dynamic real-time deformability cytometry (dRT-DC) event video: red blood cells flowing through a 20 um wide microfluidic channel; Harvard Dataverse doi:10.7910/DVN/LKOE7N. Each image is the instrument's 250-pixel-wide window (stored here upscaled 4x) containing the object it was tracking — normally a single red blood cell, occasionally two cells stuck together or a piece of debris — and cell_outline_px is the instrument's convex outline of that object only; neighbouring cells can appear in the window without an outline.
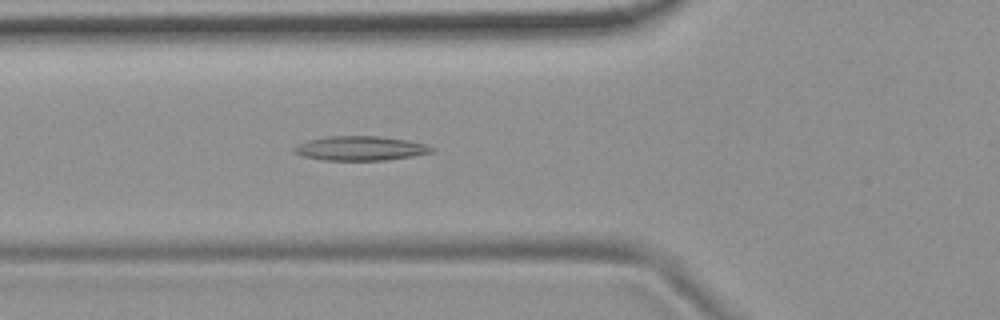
{"species": "common noctule bat (a hibernating species)", "species_latin": "Nyctalus noctula", "temperature_condition": "room temperature", "stored_images_in_passage": 54, "camera_frame_rate_fps": 3000, "um_per_image_px": 0.085, "animal": {"sex": "female", "body_mass_g": 19.9}, "frame": {"image": 1, "passage_image": 20, "time_ms": 6.333, "image_size_px": [1000, 320], "cell_outline_px": [[436, 148], [432, 152], [412, 156], [388, 160], [324, 160], [300, 156], [292, 152], [292, 148], [296, 144], [308, 140], [328, 136], [380, 136], [408, 140], [424, 144]], "centroid_in_image_um": [30.58, 12.61], "position_along_channel_um": 95.2, "area_um2": 19.71}}
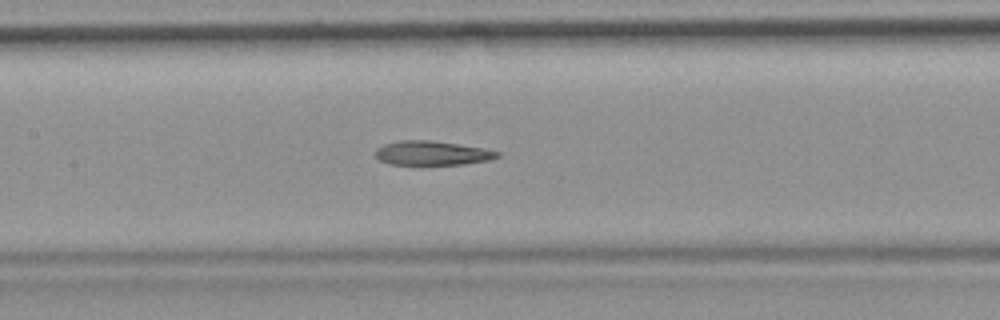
{"frame": {"image": 2, "passage_image": 26, "time_ms": 8.333, "image_size_px": [1000, 320], "cell_outline_px": [[500, 156], [488, 160], [464, 164], [420, 168], [388, 164], [380, 160], [376, 156], [376, 148], [384, 144], [396, 140], [432, 140], [484, 148], [500, 152]], "centroid_in_image_um": [36.67, 13.06], "position_along_channel_um": 170.7, "area_um2": 18.26}}
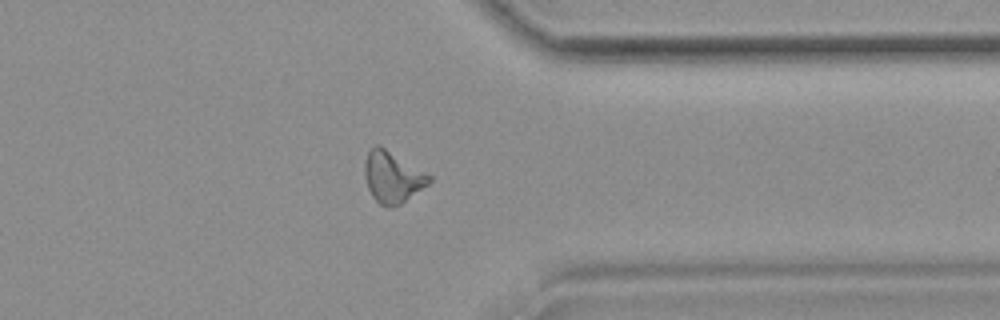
{"frame": {"image": 3, "passage_image": 43, "time_ms": 14.0, "image_size_px": [1000, 320], "cell_outline_px": [[432, 180], [428, 184], [400, 204], [388, 208], [380, 204], [372, 196], [368, 188], [364, 176], [364, 160], [368, 152], [376, 144], [380, 144], [432, 176]], "centroid_in_image_um": [33.34, 15.03], "position_along_channel_um": 378.1, "area_um2": 19.31}, "authors_computed_cell_mechanics": {"area_um2": 18.9295, "velocity_mm_per_s": 3.759, "shape_relaxation_time_tau1_ms": null, "shape_relaxation_time_tau2_ms": 4.9666, "deformation_change_tau1": null, "deformation_change_tau2": 0.1525}}